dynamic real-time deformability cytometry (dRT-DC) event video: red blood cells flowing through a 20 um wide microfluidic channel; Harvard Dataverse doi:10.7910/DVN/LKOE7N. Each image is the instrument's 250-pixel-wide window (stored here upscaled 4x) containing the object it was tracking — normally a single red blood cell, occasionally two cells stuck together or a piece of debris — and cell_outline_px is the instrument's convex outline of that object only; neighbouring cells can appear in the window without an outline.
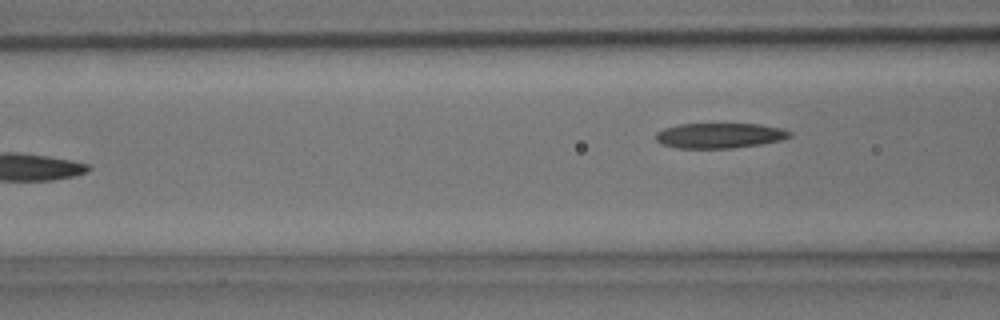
{"species": "common noctule bat (a hibernating species)", "species_latin": "Nyctalus noctula", "temperature_condition": "room temperature", "stored_images_in_passage": 5, "camera_frame_rate_fps": 3000, "um_per_image_px": 0.085, "animal": {"sex": "male", "body_mass_g": 15.6}, "frame": {"image": 1, "passage_image": 5, "time_ms": 1.333, "image_size_px": [1000, 320], "cell_outline_px": [[792, 136], [780, 140], [760, 144], [732, 148], [680, 148], [660, 144], [656, 140], [656, 132], [664, 128], [680, 124], [760, 124], [780, 128], [792, 132]], "centroid_in_image_um": [61.15, 11.52], "position_along_channel_um": 105.4, "area_um2": 19.59}}